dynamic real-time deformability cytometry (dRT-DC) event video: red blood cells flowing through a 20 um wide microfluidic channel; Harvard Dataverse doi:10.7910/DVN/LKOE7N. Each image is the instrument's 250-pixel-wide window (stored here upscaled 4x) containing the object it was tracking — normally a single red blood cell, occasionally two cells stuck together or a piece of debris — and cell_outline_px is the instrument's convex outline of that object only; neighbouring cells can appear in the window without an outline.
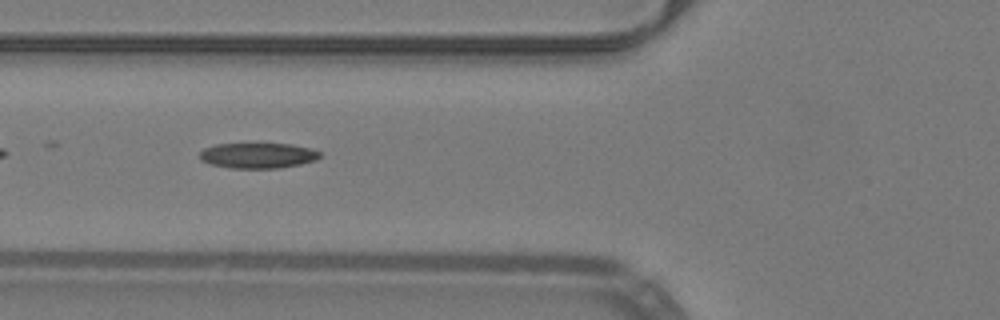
{"species": "common noctule bat (a hibernating species)", "species_latin": "Nyctalus noctula", "temperature_condition": "warm", "stored_images_in_passage": 30, "camera_frame_rate_fps": 3000, "um_per_image_px": 0.085, "animal": {"sex": "male", "body_mass_g": 19.2, "forearm_length_mm": 51.8}, "frame": {"image": 1, "passage_image": 5, "time_ms": 1.333, "image_size_px": [1000, 320], "cell_outline_px": [[320, 156], [316, 160], [300, 164], [280, 168], [228, 168], [212, 164], [200, 160], [200, 152], [204, 148], [216, 144], [256, 140], [292, 144], [312, 148], [320, 152]], "centroid_in_image_um": [21.91, 13.15], "position_along_channel_um": 103.9, "area_um2": 18.9}}
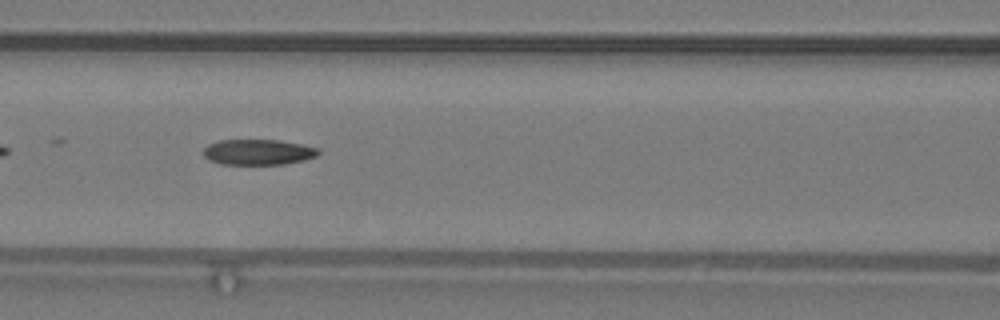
{"frame": {"image": 2, "passage_image": 8, "time_ms": 2.333, "image_size_px": [1000, 320], "cell_outline_px": [[320, 152], [316, 156], [304, 160], [284, 164], [220, 164], [208, 160], [204, 156], [204, 148], [208, 144], [220, 140], [280, 140], [320, 148]], "centroid_in_image_um": [21.94, 12.93], "position_along_channel_um": 144.7, "area_um2": 17.17}, "authors_computed_cell_mechanics": {"area_um2": 18.0047, "velocity_mm_per_s": 4.0202, "shape_relaxation_time_tau1_ms": null, "shape_relaxation_time_tau2_ms": 4.1602, "deformation_change_tau1": null, "deformation_change_tau2": 0.1279}}